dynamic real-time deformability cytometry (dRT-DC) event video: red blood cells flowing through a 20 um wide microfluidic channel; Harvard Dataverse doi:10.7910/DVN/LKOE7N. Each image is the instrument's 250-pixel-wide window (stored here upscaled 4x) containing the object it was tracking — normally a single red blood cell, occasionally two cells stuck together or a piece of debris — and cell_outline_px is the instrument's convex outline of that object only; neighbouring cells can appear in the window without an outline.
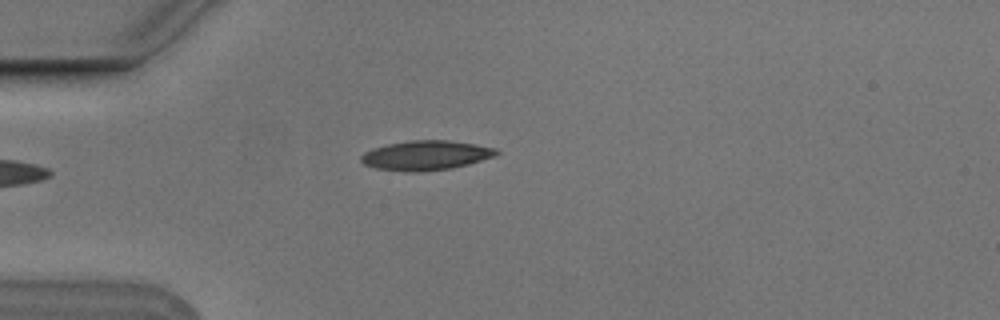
{"species": "Egyptian fruit bat (a non-hibernating species)", "species_latin": "Rousettus aegyptiacus", "temperature_condition": "cold", "stored_images_in_passage": 4, "camera_frame_rate_fps": 3000, "um_per_image_px": 0.085, "animal": {"sex": "male"}, "frame": {"image": 1, "passage_image": 4, "time_ms": 1.0, "image_size_px": [1000, 320], "cell_outline_px": [[500, 152], [496, 156], [468, 164], [452, 168], [424, 172], [412, 172], [376, 168], [364, 164], [360, 160], [360, 156], [364, 152], [372, 148], [388, 144], [408, 140], [448, 140], [476, 144], [496, 148]], "centroid_in_image_um": [36.21, 13.2], "position_along_channel_um": 48.8, "area_um2": 23.47}}